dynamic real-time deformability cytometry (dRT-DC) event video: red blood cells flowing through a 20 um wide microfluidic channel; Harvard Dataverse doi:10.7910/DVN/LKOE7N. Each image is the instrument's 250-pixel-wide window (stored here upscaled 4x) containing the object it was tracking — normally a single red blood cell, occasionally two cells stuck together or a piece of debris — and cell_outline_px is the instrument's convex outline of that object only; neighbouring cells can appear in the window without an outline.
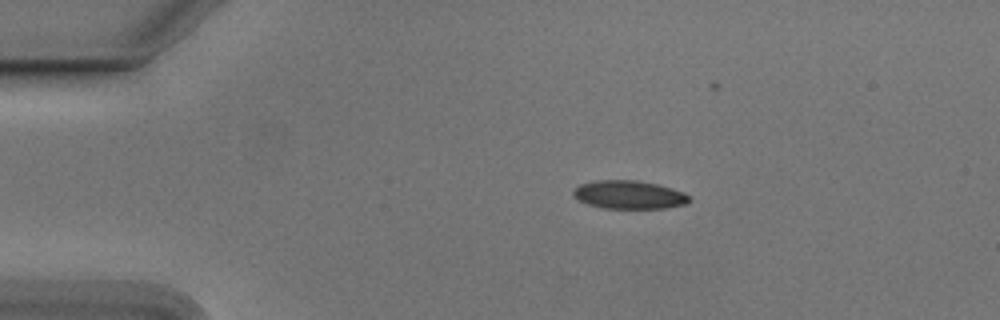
{"species": "Egyptian fruit bat (a non-hibernating species)", "species_latin": "Rousettus aegyptiacus", "temperature_condition": "cold", "stored_images_in_passage": 34, "camera_frame_rate_fps": 3000, "um_per_image_px": 0.085, "animal": {"sex": "male"}, "frame": {"image": 1, "passage_image": 1, "time_ms": 0.0, "image_size_px": [1000, 320], "cell_outline_px": [[692, 200], [684, 204], [664, 208], [604, 208], [588, 204], [572, 196], [572, 192], [580, 184], [596, 180], [636, 180], [656, 184], [672, 188], [684, 192]], "centroid_in_image_um": [53.46, 16.55], "position_along_channel_um": 31.5, "area_um2": 19.02}}
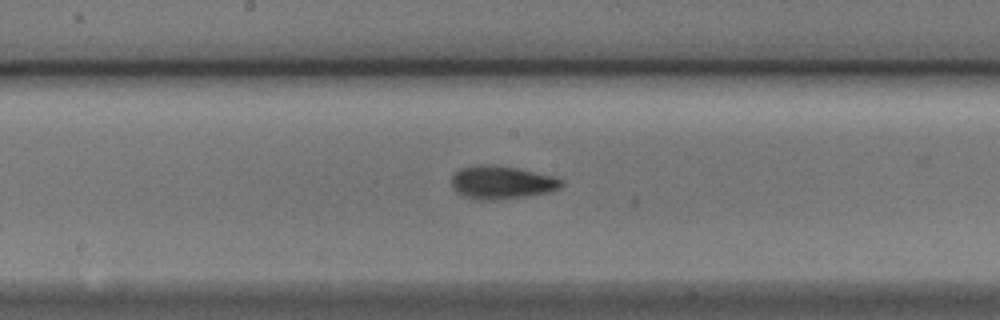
{"frame": {"image": 2, "passage_image": 19, "time_ms": 6.0, "image_size_px": [1000, 320], "cell_outline_px": [[564, 184], [560, 188], [548, 192], [524, 196], [492, 200], [472, 200], [456, 192], [452, 188], [452, 176], [460, 168], [476, 164], [492, 164], [516, 168], [552, 176], [564, 180]], "centroid_in_image_um": [42.6, 15.5], "position_along_channel_um": 205.6, "area_um2": 21.27}}
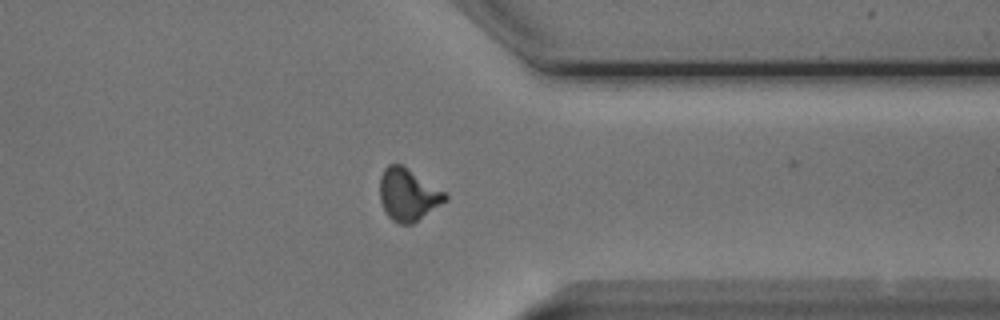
{"frame": {"image": 3, "passage_image": 33, "time_ms": 10.667, "image_size_px": [1000, 320], "cell_outline_px": [[448, 200], [412, 224], [400, 224], [392, 220], [388, 216], [380, 200], [380, 176], [384, 168], [388, 164], [400, 164], [448, 192]], "centroid_in_image_um": [34.71, 16.54], "position_along_channel_um": 376.7, "area_um2": 20.0}}